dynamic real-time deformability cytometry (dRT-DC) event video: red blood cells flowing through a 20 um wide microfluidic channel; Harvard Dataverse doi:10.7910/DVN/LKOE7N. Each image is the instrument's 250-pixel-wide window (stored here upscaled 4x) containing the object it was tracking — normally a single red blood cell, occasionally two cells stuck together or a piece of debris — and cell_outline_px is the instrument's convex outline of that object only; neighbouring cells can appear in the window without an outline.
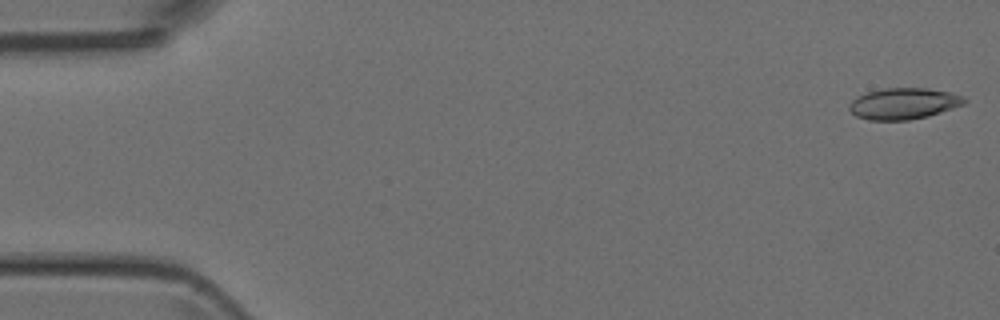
{"species": "Egyptian fruit bat (a non-hibernating species)", "species_latin": "Rousettus aegyptiacus", "temperature_condition": "room temperature", "stored_images_in_passage": 49, "camera_frame_rate_fps": 3000, "um_per_image_px": 0.085, "animal": {"sex": "female"}, "frame": {"image": 1, "passage_image": 1, "time_ms": 0.0, "image_size_px": [1000, 320], "cell_outline_px": [[968, 100], [964, 104], [928, 116], [908, 120], [868, 120], [856, 116], [848, 108], [848, 104], [852, 100], [868, 92], [884, 88], [928, 88], [952, 92], [964, 96]], "centroid_in_image_um": [76.83, 8.8], "position_along_channel_um": 8.2, "area_um2": 20.98}}
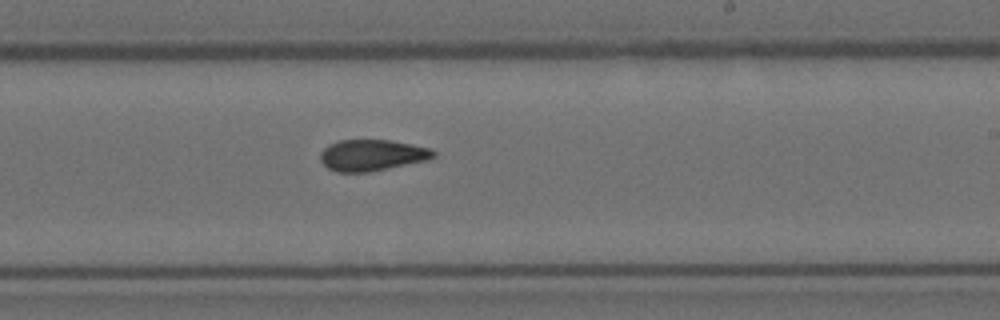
{"frame": {"image": 2, "passage_image": 29, "time_ms": 9.333, "image_size_px": [1000, 320], "cell_outline_px": [[436, 156], [428, 160], [368, 172], [336, 172], [328, 168], [320, 160], [320, 152], [328, 144], [336, 140], [392, 140], [432, 148], [436, 152]], "centroid_in_image_um": [31.63, 13.18], "position_along_channel_um": 257.4, "area_um2": 20.81}}
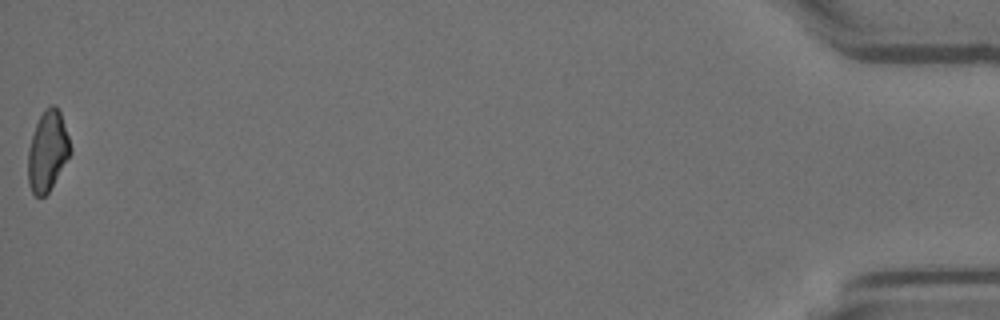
{"frame": {"image": 3, "passage_image": 49, "time_ms": 16.0, "image_size_px": [1000, 320], "cell_outline_px": [[72, 152], [48, 192], [44, 196], [36, 196], [32, 192], [28, 184], [28, 148], [36, 124], [44, 108], [52, 104], [56, 104], [60, 112], [72, 148]], "centroid_in_image_um": [4.04, 12.82], "position_along_channel_um": 431.2, "area_um2": 19.71}}